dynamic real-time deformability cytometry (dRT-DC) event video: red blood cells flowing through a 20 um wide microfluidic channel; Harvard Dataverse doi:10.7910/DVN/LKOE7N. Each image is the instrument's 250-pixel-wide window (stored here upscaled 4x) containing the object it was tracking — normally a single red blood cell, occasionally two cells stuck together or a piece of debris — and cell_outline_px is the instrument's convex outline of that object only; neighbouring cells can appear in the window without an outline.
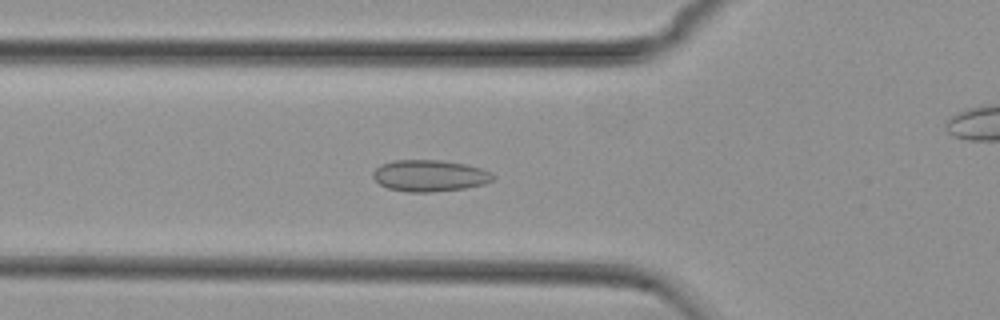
{"species": "common noctule bat (a hibernating species)", "species_latin": "Nyctalus noctula", "temperature_condition": "cold", "stored_images_in_passage": 39, "camera_frame_rate_fps": 3000, "um_per_image_px": 0.085, "animal": {"sex": "female", "body_mass_g": 29.2, "forearm_length_mm": 56.3}, "frame": {"image": 1, "passage_image": 6, "time_ms": 1.667, "image_size_px": [1000, 320], "cell_outline_px": [[496, 176], [492, 180], [484, 184], [464, 188], [432, 192], [408, 192], [388, 188], [380, 184], [372, 176], [372, 172], [380, 164], [396, 160], [440, 160], [464, 164], [480, 168], [492, 172]], "centroid_in_image_um": [36.52, 14.93], "position_along_channel_um": 89.3, "area_um2": 22.02}}
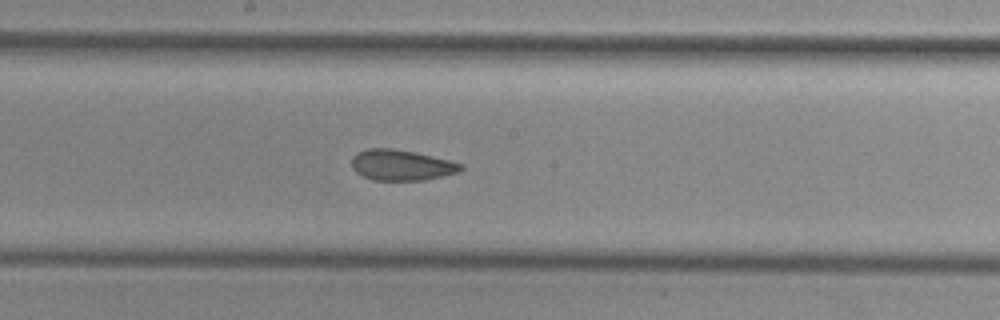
{"frame": {"image": 2, "passage_image": 16, "time_ms": 5.0, "image_size_px": [1000, 320], "cell_outline_px": [[464, 168], [460, 172], [444, 176], [424, 180], [372, 180], [356, 172], [352, 168], [352, 156], [356, 152], [368, 148], [392, 148], [416, 152], [464, 164]], "centroid_in_image_um": [34.13, 14.03], "position_along_channel_um": 214.1, "area_um2": 19.71}}
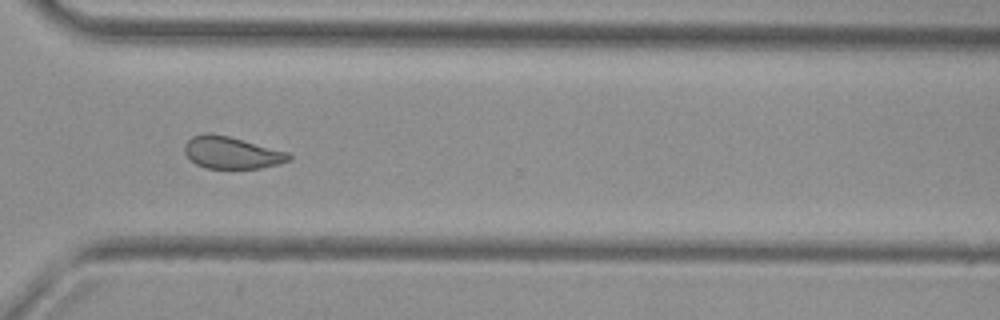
{"frame": {"image": 3, "passage_image": 27, "time_ms": 8.667, "image_size_px": [1000, 320], "cell_outline_px": [[292, 160], [260, 168], [204, 168], [196, 164], [184, 152], [184, 144], [192, 136], [204, 132], [212, 132], [228, 136], [288, 152], [292, 156]], "centroid_in_image_um": [19.66, 12.96], "position_along_channel_um": 350.9, "area_um2": 19.48}, "authors_computed_cell_mechanics": {"area_um2": 20.1144, "velocity_mm_per_s": 3.7348, "shape_relaxation_time_tau1_ms": null, "shape_relaxation_time_tau2_ms": 1.989, "deformation_change_tau1": null, "deformation_change_tau2": 0.0736}}